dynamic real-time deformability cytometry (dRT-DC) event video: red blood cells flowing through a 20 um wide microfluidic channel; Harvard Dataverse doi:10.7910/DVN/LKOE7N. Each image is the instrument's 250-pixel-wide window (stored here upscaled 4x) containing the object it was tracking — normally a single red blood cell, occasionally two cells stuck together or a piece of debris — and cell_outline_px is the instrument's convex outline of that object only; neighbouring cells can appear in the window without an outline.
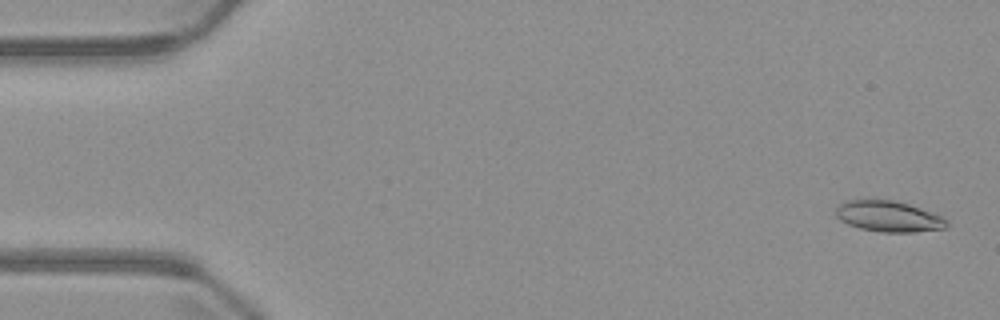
{"species": "common noctule bat (a hibernating species)", "species_latin": "Nyctalus noctula", "temperature_condition": "warm", "stored_images_in_passage": 5, "camera_frame_rate_fps": 3000, "um_per_image_px": 0.085, "animal": {"sex": "male", "body_mass_g": 23.1, "forearm_length_mm": 52.7}, "frame": {"image": 1, "passage_image": 1, "time_ms": 0.0, "image_size_px": [1000, 320], "cell_outline_px": [[948, 224], [944, 228], [916, 232], [880, 232], [860, 228], [848, 224], [840, 220], [836, 216], [836, 208], [844, 200], [896, 200], [932, 212], [948, 220]], "centroid_in_image_um": [75.52, 18.39], "position_along_channel_um": 9.5, "area_um2": 19.88}}
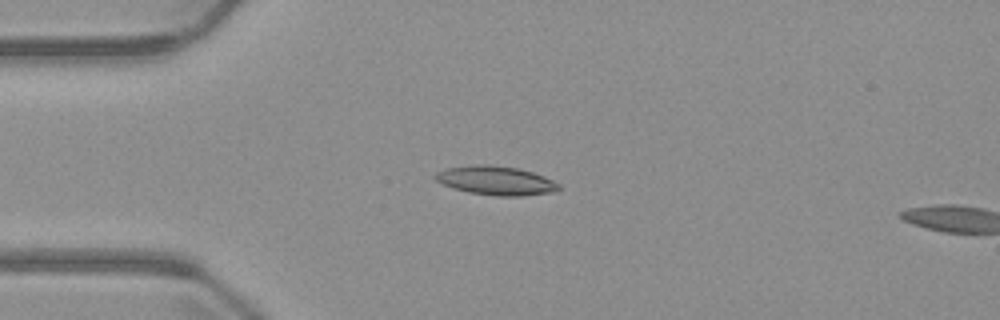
{"frame": {"image": 2, "passage_image": 4, "time_ms": 3.667, "image_size_px": [1000, 320], "cell_outline_px": [[560, 188], [556, 192], [524, 196], [496, 196], [468, 192], [452, 188], [436, 180], [432, 176], [436, 172], [448, 168], [476, 164], [488, 164], [516, 168], [532, 172], [544, 176], [560, 184]], "centroid_in_image_um": [42.17, 15.36], "position_along_channel_um": 42.8, "area_um2": 20.92}}